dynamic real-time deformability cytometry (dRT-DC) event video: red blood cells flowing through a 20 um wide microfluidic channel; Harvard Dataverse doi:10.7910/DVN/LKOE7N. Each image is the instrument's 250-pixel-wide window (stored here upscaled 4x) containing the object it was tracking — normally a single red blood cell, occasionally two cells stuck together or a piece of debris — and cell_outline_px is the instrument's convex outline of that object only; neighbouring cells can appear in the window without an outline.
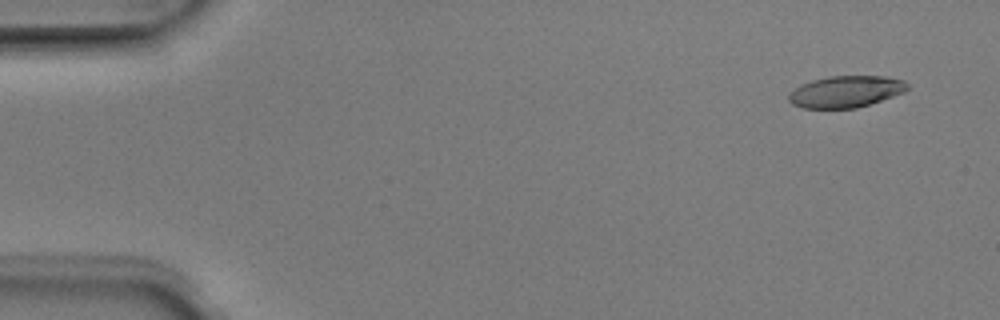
{"species": "Egyptian fruit bat (a non-hibernating species)", "species_latin": "Rousettus aegyptiacus", "temperature_condition": "room temperature", "stored_images_in_passage": 5, "camera_frame_rate_fps": 3000, "um_per_image_px": 0.085, "animal": {"sex": "male"}, "frame": {"image": 1, "passage_image": 1, "time_ms": 0.0, "image_size_px": [1000, 320], "cell_outline_px": [[908, 88], [904, 92], [856, 108], [804, 108], [792, 104], [788, 100], [788, 92], [800, 84], [812, 80], [828, 76], [888, 76], [904, 80], [908, 84]], "centroid_in_image_um": [71.86, 7.77], "position_along_channel_um": 13.1, "area_um2": 21.91}}